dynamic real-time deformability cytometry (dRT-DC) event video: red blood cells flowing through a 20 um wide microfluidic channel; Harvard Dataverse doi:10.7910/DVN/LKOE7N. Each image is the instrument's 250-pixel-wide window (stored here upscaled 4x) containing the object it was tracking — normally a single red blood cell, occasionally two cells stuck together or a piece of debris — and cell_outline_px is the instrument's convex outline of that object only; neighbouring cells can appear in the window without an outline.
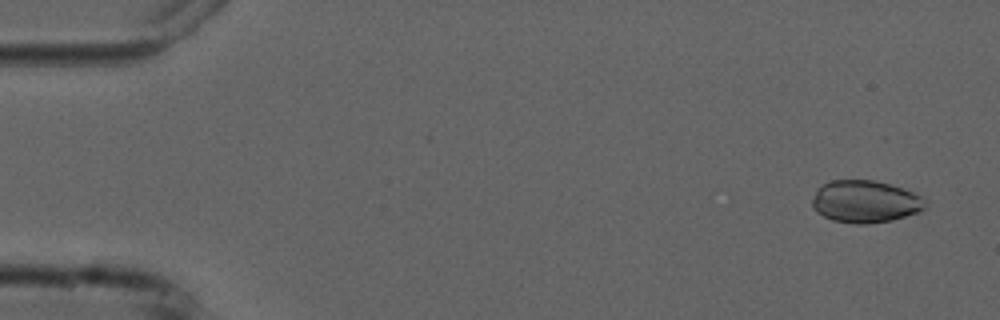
{"species": "common noctule bat (a hibernating species)", "species_latin": "Nyctalus noctula", "temperature_condition": "cold", "stored_images_in_passage": 4, "camera_frame_rate_fps": 3000, "um_per_image_px": 0.085, "animal": {"sex": "male", "forearm_length_mm": 52.5}, "frame": {"image": 1, "passage_image": 1, "time_ms": 0.0, "image_size_px": [1000, 320], "cell_outline_px": [[928, 204], [920, 212], [892, 220], [868, 224], [856, 224], [832, 220], [816, 212], [812, 208], [812, 200], [816, 188], [820, 184], [828, 180], [876, 180], [912, 192], [928, 200]], "centroid_in_image_um": [73.52, 17.13], "position_along_channel_um": 11.5, "area_um2": 28.21}}
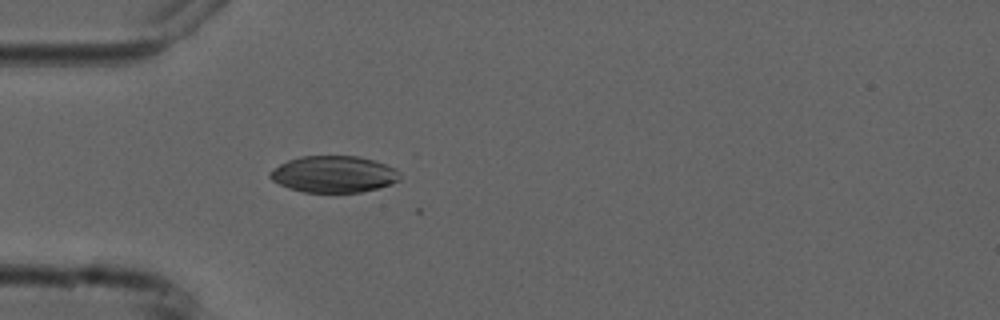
{"frame": {"image": 2, "passage_image": 4, "time_ms": 4.333, "image_size_px": [1000, 320], "cell_outline_px": [[400, 180], [392, 184], [360, 192], [304, 192], [288, 188], [272, 180], [268, 176], [268, 172], [280, 164], [288, 160], [300, 156], [356, 156], [372, 160], [396, 168], [400, 172]], "centroid_in_image_um": [28.36, 14.81], "position_along_channel_um": 56.6, "area_um2": 27.69}}